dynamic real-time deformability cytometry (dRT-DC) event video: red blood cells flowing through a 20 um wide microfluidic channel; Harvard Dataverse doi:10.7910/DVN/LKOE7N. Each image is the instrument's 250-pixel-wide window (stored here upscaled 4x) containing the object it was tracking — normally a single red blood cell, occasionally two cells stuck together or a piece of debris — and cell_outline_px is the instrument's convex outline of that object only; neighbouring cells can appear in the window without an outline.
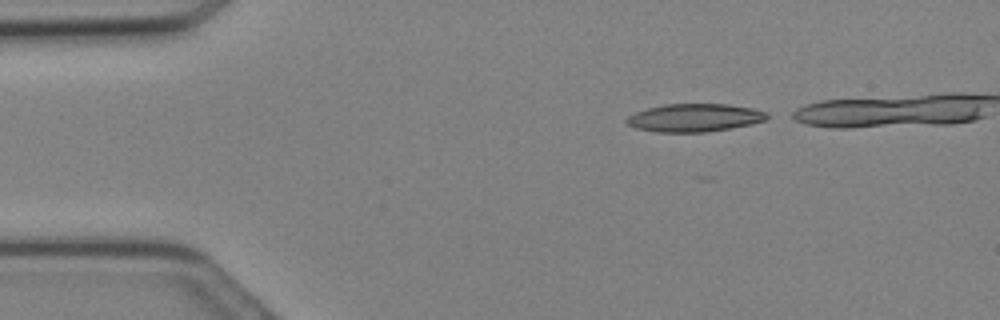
{"species": "Egyptian fruit bat (a non-hibernating species)", "species_latin": "Rousettus aegyptiacus", "temperature_condition": "cold", "stored_images_in_passage": 6, "camera_frame_rate_fps": 3000, "um_per_image_px": 0.085, "animal": {"sex": "female"}, "frame": {"image": 1, "passage_image": 1, "time_ms": 0.0, "image_size_px": [1000, 320], "cell_outline_px": [[768, 120], [752, 124], [732, 128], [708, 132], [656, 132], [636, 128], [624, 124], [624, 120], [628, 116], [636, 112], [648, 108], [664, 104], [728, 104], [752, 108], [768, 112]], "centroid_in_image_um": [59.04, 10.01], "position_along_channel_um": 26.0, "area_um2": 23.18}}